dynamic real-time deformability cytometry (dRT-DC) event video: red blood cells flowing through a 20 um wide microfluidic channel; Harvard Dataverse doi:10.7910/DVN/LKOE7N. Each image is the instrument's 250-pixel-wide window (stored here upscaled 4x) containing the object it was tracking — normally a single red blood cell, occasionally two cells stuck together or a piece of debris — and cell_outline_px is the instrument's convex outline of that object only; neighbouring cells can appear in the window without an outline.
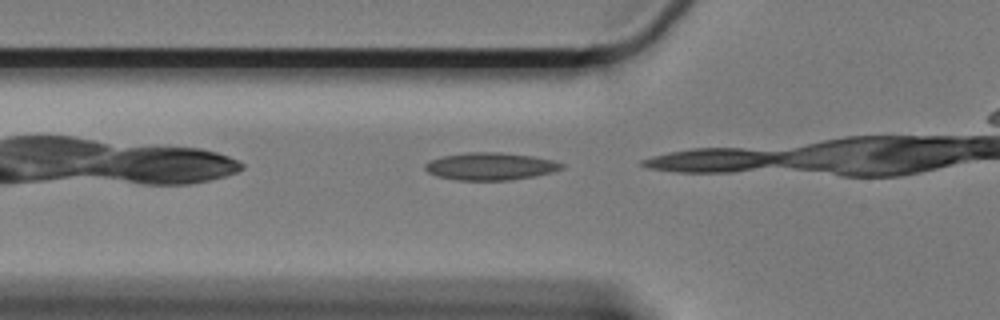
{"species": "Egyptian fruit bat (a non-hibernating species)", "species_latin": "Rousettus aegyptiacus", "temperature_condition": "cold", "stored_images_in_passage": 3, "camera_frame_rate_fps": 3000, "um_per_image_px": 0.085, "animal": {"sex": "female"}, "frame": {"image": 1, "passage_image": 2, "time_ms": 0.333, "image_size_px": [1000, 320], "cell_outline_px": [[564, 168], [552, 172], [532, 176], [508, 180], [456, 180], [436, 176], [428, 172], [424, 168], [424, 164], [428, 160], [444, 156], [468, 152], [500, 152], [532, 156], [552, 160], [564, 164]], "centroid_in_image_um": [41.64, 14.13], "position_along_channel_um": 84.2, "area_um2": 21.79}}